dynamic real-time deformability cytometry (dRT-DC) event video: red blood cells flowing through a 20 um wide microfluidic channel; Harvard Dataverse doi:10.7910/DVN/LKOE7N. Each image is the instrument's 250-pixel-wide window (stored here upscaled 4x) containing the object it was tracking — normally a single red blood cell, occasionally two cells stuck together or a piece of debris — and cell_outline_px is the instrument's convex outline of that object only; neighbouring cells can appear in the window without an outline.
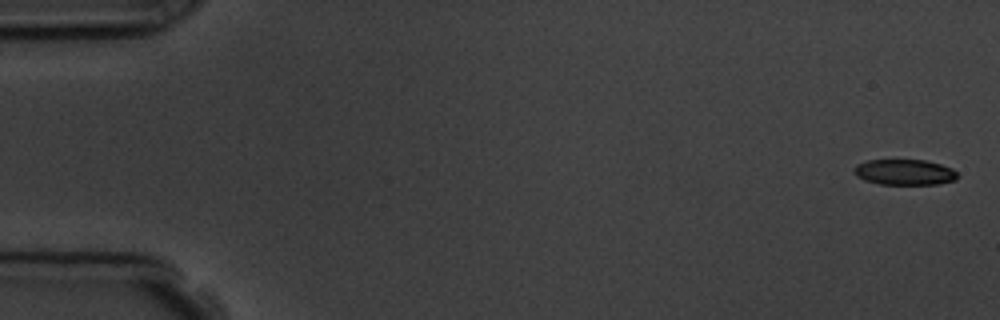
{"species": "common noctule bat (a hibernating species)", "species_latin": "Nyctalus noctula", "temperature_condition": "room temperature", "stored_images_in_passage": 3, "camera_frame_rate_fps": 3000, "um_per_image_px": 0.085, "animal": {"sex": "male", "body_mass_g": 19.5, "forearm_length_mm": 54.6}, "frame": {"image": 1, "passage_image": 1, "time_ms": 0.0, "image_size_px": [1000, 320], "cell_outline_px": [[960, 176], [956, 180], [936, 184], [880, 184], [864, 180], [856, 176], [852, 168], [856, 164], [868, 160], [924, 160], [940, 164], [952, 168]], "centroid_in_image_um": [76.88, 14.63], "position_along_channel_um": 8.1, "area_um2": 15.55}}